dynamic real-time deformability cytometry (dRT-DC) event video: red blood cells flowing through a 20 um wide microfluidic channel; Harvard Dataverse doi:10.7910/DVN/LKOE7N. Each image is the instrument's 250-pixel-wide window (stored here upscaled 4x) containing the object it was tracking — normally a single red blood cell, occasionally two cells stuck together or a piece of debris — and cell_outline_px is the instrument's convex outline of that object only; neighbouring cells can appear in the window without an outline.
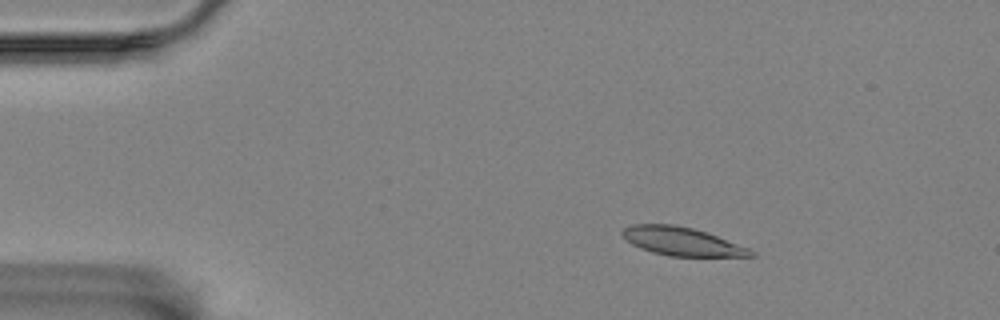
{"species": "Egyptian fruit bat (a non-hibernating species)", "species_latin": "Rousettus aegyptiacus", "temperature_condition": "room temperature", "stored_images_in_passage": 58, "camera_frame_rate_fps": 3000, "um_per_image_px": 0.085, "animal": {"sex": "female"}, "frame": {"image": 1, "passage_image": 10, "time_ms": 3.0, "image_size_px": [1000, 320], "cell_outline_px": [[756, 256], [668, 256], [652, 252], [640, 248], [632, 244], [620, 232], [624, 228], [632, 224], [676, 224], [708, 232], [748, 248], [756, 252]], "centroid_in_image_um": [57.96, 20.51], "position_along_channel_um": 27.0, "area_um2": 21.21}}
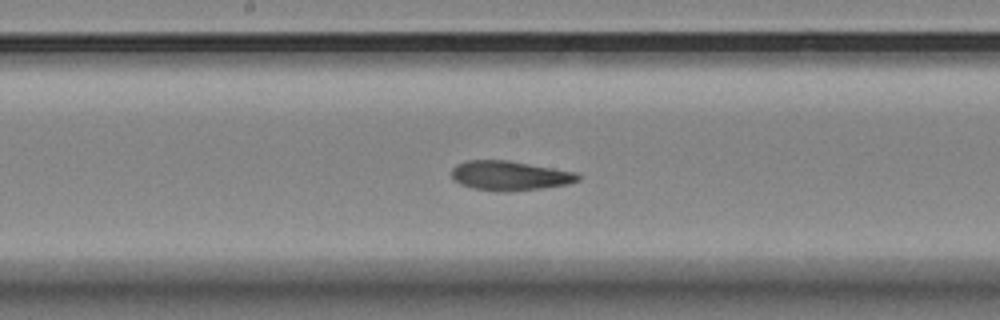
{"frame": {"image": 2, "passage_image": 31, "time_ms": 10.0, "image_size_px": [1000, 320], "cell_outline_px": [[580, 180], [568, 184], [540, 188], [508, 192], [496, 192], [472, 188], [460, 184], [452, 180], [452, 168], [456, 164], [468, 160], [508, 160], [576, 172], [580, 176]], "centroid_in_image_um": [43.29, 14.94], "position_along_channel_um": 204.9, "area_um2": 21.91}}
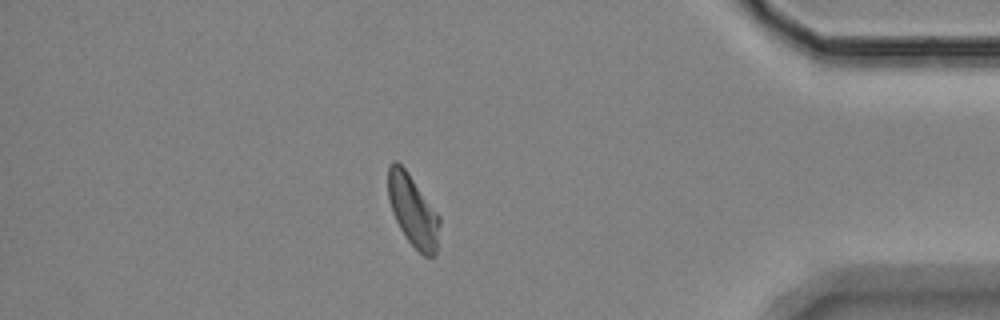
{"frame": {"image": 3, "passage_image": 51, "time_ms": 16.667, "image_size_px": [1000, 320], "cell_outline_px": [[440, 224], [436, 252], [432, 256], [424, 256], [404, 236], [392, 212], [388, 200], [388, 168], [392, 160], [396, 160], [404, 168], [440, 216]], "centroid_in_image_um": [35.09, 17.9], "position_along_channel_um": 400.1, "area_um2": 21.15}, "authors_computed_cell_mechanics": {"area_um2": 21.9062, "velocity_mm_per_s": 3.4484, "shape_relaxation_time_tau1_ms": 8.2795, "shape_relaxation_time_tau2_ms": 2.3997, "deformation_change_tau1": 0.2084, "deformation_change_tau2": 0.0919}}